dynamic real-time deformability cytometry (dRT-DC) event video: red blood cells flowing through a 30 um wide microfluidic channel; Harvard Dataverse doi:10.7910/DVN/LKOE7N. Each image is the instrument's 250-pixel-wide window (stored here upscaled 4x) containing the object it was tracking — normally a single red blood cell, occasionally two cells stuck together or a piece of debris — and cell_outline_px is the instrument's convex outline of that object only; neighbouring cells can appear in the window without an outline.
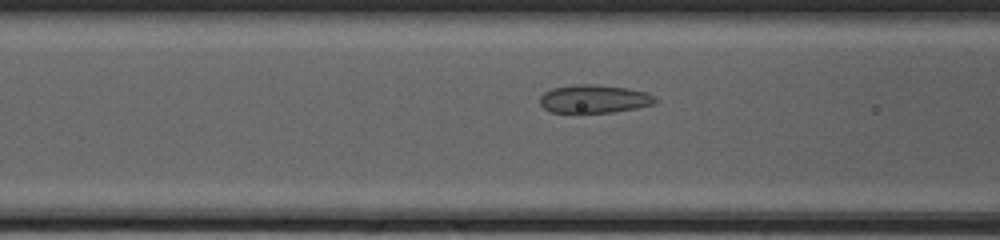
{"species": "common noctule bat (a hibernating species)", "species_latin": "Nyctalus noctula", "temperature_condition": "cold", "stored_images_in_passage": 30, "camera_frame_rate_fps": 3000, "um_per_image_px": 0.085, "animal": {"sex": "female", "body_mass_g": 20.0, "forearm_length_mm": 54.0}, "frame": {"image": 1, "passage_image": 9, "time_ms": 2.667, "image_size_px": [1000, 240], "cell_outline_px": [[656, 104], [636, 108], [612, 112], [580, 116], [576, 116], [552, 112], [544, 108], [540, 104], [540, 96], [544, 92], [552, 88], [576, 84], [596, 84], [628, 88], [648, 92], [656, 100]], "centroid_in_image_um": [50.45, 8.45], "position_along_channel_um": 116.1, "area_um2": 19.88}}
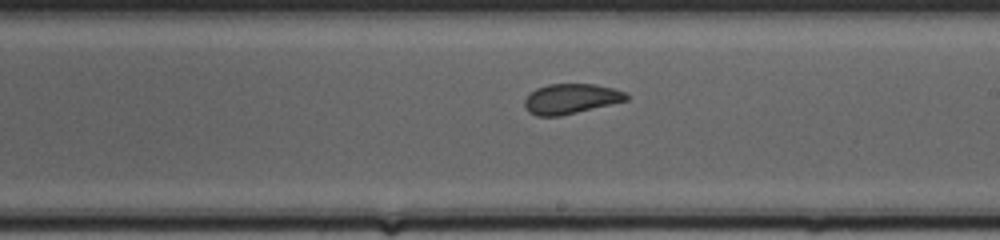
{"frame": {"image": 2, "passage_image": 18, "time_ms": 5.667, "image_size_px": [1000, 240], "cell_outline_px": [[628, 100], [560, 116], [536, 116], [528, 112], [524, 108], [524, 100], [536, 88], [548, 84], [596, 84], [612, 88], [624, 92], [628, 96]], "centroid_in_image_um": [48.49, 8.4], "position_along_channel_um": 240.5, "area_um2": 17.74}}
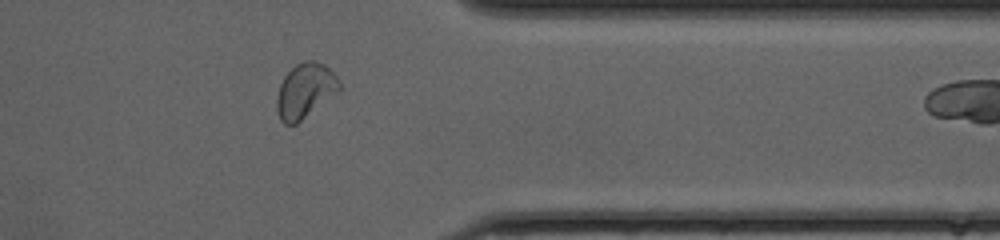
{"frame": {"image": 3, "passage_image": 29, "time_ms": 9.333, "image_size_px": [1000, 240], "cell_outline_px": [[340, 92], [296, 124], [284, 124], [280, 120], [276, 108], [276, 96], [280, 84], [284, 76], [296, 64], [304, 60], [316, 60], [324, 64], [336, 76], [340, 84]], "centroid_in_image_um": [25.94, 7.71], "position_along_channel_um": 385.5, "area_um2": 20.17}}